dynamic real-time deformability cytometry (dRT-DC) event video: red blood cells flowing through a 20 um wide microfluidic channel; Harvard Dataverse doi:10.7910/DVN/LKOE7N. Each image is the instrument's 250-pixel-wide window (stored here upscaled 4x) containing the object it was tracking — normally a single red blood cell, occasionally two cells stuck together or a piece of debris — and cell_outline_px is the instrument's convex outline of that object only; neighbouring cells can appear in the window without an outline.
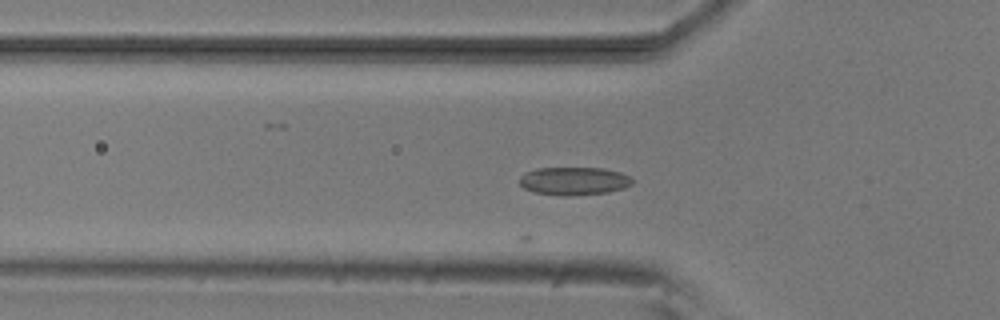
{"species": "common noctule bat (a hibernating species)", "species_latin": "Nyctalus noctula", "temperature_condition": "room temperature", "stored_images_in_passage": 22, "camera_frame_rate_fps": 3000, "um_per_image_px": 0.085, "animal": {"sex": "male", "body_mass_g": 20.5, "forearm_length_mm": 52.5}, "frame": {"image": 1, "passage_image": 16, "time_ms": 5.0, "image_size_px": [1000, 320], "cell_outline_px": [[632, 184], [624, 188], [608, 192], [568, 196], [560, 196], [532, 192], [524, 188], [520, 184], [520, 176], [524, 172], [536, 168], [604, 168], [620, 172], [628, 176], [632, 180]], "centroid_in_image_um": [48.75, 15.39], "position_along_channel_um": 77.1, "area_um2": 18.55}}
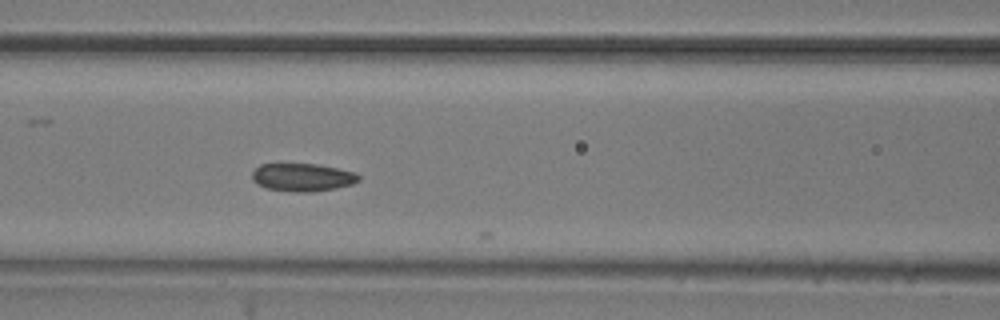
{"frame": {"image": 2, "passage_image": 21, "time_ms": 6.667, "image_size_px": [1000, 320], "cell_outline_px": [[360, 180], [352, 184], [336, 188], [312, 192], [296, 192], [264, 188], [252, 180], [252, 172], [260, 164], [316, 164], [356, 172], [360, 176]], "centroid_in_image_um": [25.71, 15.07], "position_along_channel_um": 140.9, "area_um2": 17.4}}